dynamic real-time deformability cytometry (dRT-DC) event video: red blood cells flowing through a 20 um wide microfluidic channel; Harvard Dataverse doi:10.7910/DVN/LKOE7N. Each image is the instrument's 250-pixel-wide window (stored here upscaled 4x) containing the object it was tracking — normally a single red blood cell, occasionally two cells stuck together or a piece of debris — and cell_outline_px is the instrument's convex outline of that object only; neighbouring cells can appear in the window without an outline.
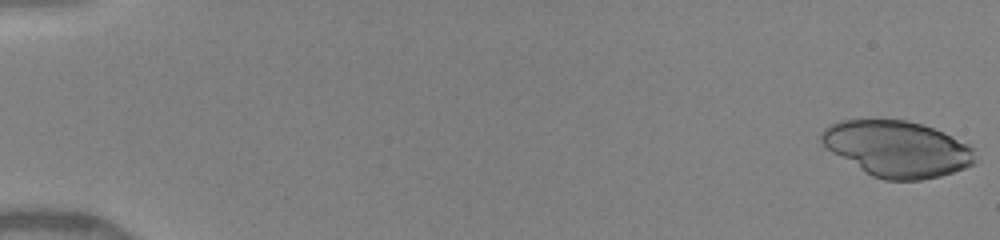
{"species": "human", "species_latin": "Homo sapiens", "temperature_condition": "warm", "stored_images_in_passage": 16, "camera_frame_rate_fps": 3000, "um_per_image_px": 0.085, "donor": {"sex": "female"}, "frame": {"image": 1, "passage_image": 1, "time_ms": 0.0, "image_size_px": [1000, 240], "cell_outline_px": [[976, 164], [940, 176], [920, 180], [884, 180], [872, 176], [832, 152], [820, 140], [820, 132], [824, 128], [840, 120], [904, 120], [920, 124], [944, 132], [968, 144], [972, 148]], "centroid_in_image_um": [76.26, 12.65], "position_along_channel_um": 8.7, "area_um2": 49.71}}